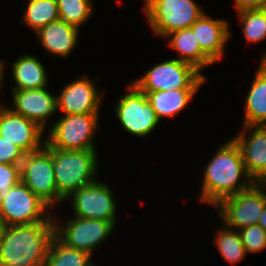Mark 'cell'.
Returning a JSON list of instances; mask_svg holds the SVG:
<instances>
[{
    "instance_id": "25",
    "label": "cell",
    "mask_w": 266,
    "mask_h": 266,
    "mask_svg": "<svg viewBox=\"0 0 266 266\" xmlns=\"http://www.w3.org/2000/svg\"><path fill=\"white\" fill-rule=\"evenodd\" d=\"M221 225V230L218 229L215 234L214 244L220 256L234 266L245 259L247 252L238 230L228 228L224 224Z\"/></svg>"
},
{
    "instance_id": "12",
    "label": "cell",
    "mask_w": 266,
    "mask_h": 266,
    "mask_svg": "<svg viewBox=\"0 0 266 266\" xmlns=\"http://www.w3.org/2000/svg\"><path fill=\"white\" fill-rule=\"evenodd\" d=\"M112 189L101 180L74 191L65 201L71 200L73 216L116 222V198Z\"/></svg>"
},
{
    "instance_id": "22",
    "label": "cell",
    "mask_w": 266,
    "mask_h": 266,
    "mask_svg": "<svg viewBox=\"0 0 266 266\" xmlns=\"http://www.w3.org/2000/svg\"><path fill=\"white\" fill-rule=\"evenodd\" d=\"M200 89H179L145 93L147 100L161 122L166 118L178 116L188 106Z\"/></svg>"
},
{
    "instance_id": "14",
    "label": "cell",
    "mask_w": 266,
    "mask_h": 266,
    "mask_svg": "<svg viewBox=\"0 0 266 266\" xmlns=\"http://www.w3.org/2000/svg\"><path fill=\"white\" fill-rule=\"evenodd\" d=\"M44 132L35 122L14 113L0 102V136L13 142L25 154L38 151L45 145Z\"/></svg>"
},
{
    "instance_id": "6",
    "label": "cell",
    "mask_w": 266,
    "mask_h": 266,
    "mask_svg": "<svg viewBox=\"0 0 266 266\" xmlns=\"http://www.w3.org/2000/svg\"><path fill=\"white\" fill-rule=\"evenodd\" d=\"M100 113L62 115L48 130L45 144L59 150H97L95 134Z\"/></svg>"
},
{
    "instance_id": "18",
    "label": "cell",
    "mask_w": 266,
    "mask_h": 266,
    "mask_svg": "<svg viewBox=\"0 0 266 266\" xmlns=\"http://www.w3.org/2000/svg\"><path fill=\"white\" fill-rule=\"evenodd\" d=\"M79 31V28L59 19L50 22L35 34L45 51L67 59L79 43Z\"/></svg>"
},
{
    "instance_id": "32",
    "label": "cell",
    "mask_w": 266,
    "mask_h": 266,
    "mask_svg": "<svg viewBox=\"0 0 266 266\" xmlns=\"http://www.w3.org/2000/svg\"><path fill=\"white\" fill-rule=\"evenodd\" d=\"M6 69V66H5V62L4 61H2L1 59H0V90H2V86H3V82H4V75H5V70Z\"/></svg>"
},
{
    "instance_id": "27",
    "label": "cell",
    "mask_w": 266,
    "mask_h": 266,
    "mask_svg": "<svg viewBox=\"0 0 266 266\" xmlns=\"http://www.w3.org/2000/svg\"><path fill=\"white\" fill-rule=\"evenodd\" d=\"M59 19L81 29L93 14L94 4L92 0H56Z\"/></svg>"
},
{
    "instance_id": "33",
    "label": "cell",
    "mask_w": 266,
    "mask_h": 266,
    "mask_svg": "<svg viewBox=\"0 0 266 266\" xmlns=\"http://www.w3.org/2000/svg\"><path fill=\"white\" fill-rule=\"evenodd\" d=\"M258 224L266 231V208L258 220Z\"/></svg>"
},
{
    "instance_id": "28",
    "label": "cell",
    "mask_w": 266,
    "mask_h": 266,
    "mask_svg": "<svg viewBox=\"0 0 266 266\" xmlns=\"http://www.w3.org/2000/svg\"><path fill=\"white\" fill-rule=\"evenodd\" d=\"M238 232L247 253L255 254L266 249V231L259 224H253Z\"/></svg>"
},
{
    "instance_id": "16",
    "label": "cell",
    "mask_w": 266,
    "mask_h": 266,
    "mask_svg": "<svg viewBox=\"0 0 266 266\" xmlns=\"http://www.w3.org/2000/svg\"><path fill=\"white\" fill-rule=\"evenodd\" d=\"M232 139L240 148L248 176L256 183L266 172V126H242Z\"/></svg>"
},
{
    "instance_id": "4",
    "label": "cell",
    "mask_w": 266,
    "mask_h": 266,
    "mask_svg": "<svg viewBox=\"0 0 266 266\" xmlns=\"http://www.w3.org/2000/svg\"><path fill=\"white\" fill-rule=\"evenodd\" d=\"M205 75L193 65L177 58L162 61L147 70L140 78L131 81L144 93L179 89H200Z\"/></svg>"
},
{
    "instance_id": "15",
    "label": "cell",
    "mask_w": 266,
    "mask_h": 266,
    "mask_svg": "<svg viewBox=\"0 0 266 266\" xmlns=\"http://www.w3.org/2000/svg\"><path fill=\"white\" fill-rule=\"evenodd\" d=\"M47 88L12 90L13 105L9 109L35 122L45 131L49 118L57 112L56 95Z\"/></svg>"
},
{
    "instance_id": "26",
    "label": "cell",
    "mask_w": 266,
    "mask_h": 266,
    "mask_svg": "<svg viewBox=\"0 0 266 266\" xmlns=\"http://www.w3.org/2000/svg\"><path fill=\"white\" fill-rule=\"evenodd\" d=\"M237 17L247 43L266 40V8L240 11Z\"/></svg>"
},
{
    "instance_id": "24",
    "label": "cell",
    "mask_w": 266,
    "mask_h": 266,
    "mask_svg": "<svg viewBox=\"0 0 266 266\" xmlns=\"http://www.w3.org/2000/svg\"><path fill=\"white\" fill-rule=\"evenodd\" d=\"M25 10L21 21L28 25L34 33L41 28L59 20L56 0H25Z\"/></svg>"
},
{
    "instance_id": "1",
    "label": "cell",
    "mask_w": 266,
    "mask_h": 266,
    "mask_svg": "<svg viewBox=\"0 0 266 266\" xmlns=\"http://www.w3.org/2000/svg\"><path fill=\"white\" fill-rule=\"evenodd\" d=\"M210 158L202 174L199 203L215 207L222 199L254 184L246 172L240 148L232 138L221 144Z\"/></svg>"
},
{
    "instance_id": "35",
    "label": "cell",
    "mask_w": 266,
    "mask_h": 266,
    "mask_svg": "<svg viewBox=\"0 0 266 266\" xmlns=\"http://www.w3.org/2000/svg\"><path fill=\"white\" fill-rule=\"evenodd\" d=\"M3 228H4V224H3V221H2V218H1V215H0V233H1Z\"/></svg>"
},
{
    "instance_id": "30",
    "label": "cell",
    "mask_w": 266,
    "mask_h": 266,
    "mask_svg": "<svg viewBox=\"0 0 266 266\" xmlns=\"http://www.w3.org/2000/svg\"><path fill=\"white\" fill-rule=\"evenodd\" d=\"M24 156L18 146L0 136V163L21 165Z\"/></svg>"
},
{
    "instance_id": "29",
    "label": "cell",
    "mask_w": 266,
    "mask_h": 266,
    "mask_svg": "<svg viewBox=\"0 0 266 266\" xmlns=\"http://www.w3.org/2000/svg\"><path fill=\"white\" fill-rule=\"evenodd\" d=\"M20 178V165L0 163V203Z\"/></svg>"
},
{
    "instance_id": "34",
    "label": "cell",
    "mask_w": 266,
    "mask_h": 266,
    "mask_svg": "<svg viewBox=\"0 0 266 266\" xmlns=\"http://www.w3.org/2000/svg\"><path fill=\"white\" fill-rule=\"evenodd\" d=\"M258 186L266 190V172L265 174L256 182Z\"/></svg>"
},
{
    "instance_id": "9",
    "label": "cell",
    "mask_w": 266,
    "mask_h": 266,
    "mask_svg": "<svg viewBox=\"0 0 266 266\" xmlns=\"http://www.w3.org/2000/svg\"><path fill=\"white\" fill-rule=\"evenodd\" d=\"M214 208L228 228L240 230L258 224L266 208V190L254 183L250 188L222 199Z\"/></svg>"
},
{
    "instance_id": "23",
    "label": "cell",
    "mask_w": 266,
    "mask_h": 266,
    "mask_svg": "<svg viewBox=\"0 0 266 266\" xmlns=\"http://www.w3.org/2000/svg\"><path fill=\"white\" fill-rule=\"evenodd\" d=\"M91 255L61 242L53 237L48 248L44 266H93Z\"/></svg>"
},
{
    "instance_id": "13",
    "label": "cell",
    "mask_w": 266,
    "mask_h": 266,
    "mask_svg": "<svg viewBox=\"0 0 266 266\" xmlns=\"http://www.w3.org/2000/svg\"><path fill=\"white\" fill-rule=\"evenodd\" d=\"M95 84V79H90L86 74L66 84L56 95L57 112L63 115L100 113L105 92H99Z\"/></svg>"
},
{
    "instance_id": "21",
    "label": "cell",
    "mask_w": 266,
    "mask_h": 266,
    "mask_svg": "<svg viewBox=\"0 0 266 266\" xmlns=\"http://www.w3.org/2000/svg\"><path fill=\"white\" fill-rule=\"evenodd\" d=\"M170 49L176 50L178 60L193 65L200 72L214 62L201 50L190 28L171 32L165 37Z\"/></svg>"
},
{
    "instance_id": "7",
    "label": "cell",
    "mask_w": 266,
    "mask_h": 266,
    "mask_svg": "<svg viewBox=\"0 0 266 266\" xmlns=\"http://www.w3.org/2000/svg\"><path fill=\"white\" fill-rule=\"evenodd\" d=\"M21 181L51 209L63 204L53 171V149L46 144L38 151L25 154L20 165Z\"/></svg>"
},
{
    "instance_id": "10",
    "label": "cell",
    "mask_w": 266,
    "mask_h": 266,
    "mask_svg": "<svg viewBox=\"0 0 266 266\" xmlns=\"http://www.w3.org/2000/svg\"><path fill=\"white\" fill-rule=\"evenodd\" d=\"M126 89V94L116 99L114 109L120 127L130 135L146 138L161 123L144 92L131 81Z\"/></svg>"
},
{
    "instance_id": "19",
    "label": "cell",
    "mask_w": 266,
    "mask_h": 266,
    "mask_svg": "<svg viewBox=\"0 0 266 266\" xmlns=\"http://www.w3.org/2000/svg\"><path fill=\"white\" fill-rule=\"evenodd\" d=\"M255 77L245 98L241 126L266 125V53L261 56Z\"/></svg>"
},
{
    "instance_id": "20",
    "label": "cell",
    "mask_w": 266,
    "mask_h": 266,
    "mask_svg": "<svg viewBox=\"0 0 266 266\" xmlns=\"http://www.w3.org/2000/svg\"><path fill=\"white\" fill-rule=\"evenodd\" d=\"M13 81L11 90H27L44 88L48 86V79L45 65L35 55L23 54L11 65Z\"/></svg>"
},
{
    "instance_id": "5",
    "label": "cell",
    "mask_w": 266,
    "mask_h": 266,
    "mask_svg": "<svg viewBox=\"0 0 266 266\" xmlns=\"http://www.w3.org/2000/svg\"><path fill=\"white\" fill-rule=\"evenodd\" d=\"M142 10L153 33L163 39L173 31L187 29L205 11L194 0H144Z\"/></svg>"
},
{
    "instance_id": "8",
    "label": "cell",
    "mask_w": 266,
    "mask_h": 266,
    "mask_svg": "<svg viewBox=\"0 0 266 266\" xmlns=\"http://www.w3.org/2000/svg\"><path fill=\"white\" fill-rule=\"evenodd\" d=\"M53 214L51 208L22 181L14 185L0 203L4 226L54 222Z\"/></svg>"
},
{
    "instance_id": "2",
    "label": "cell",
    "mask_w": 266,
    "mask_h": 266,
    "mask_svg": "<svg viewBox=\"0 0 266 266\" xmlns=\"http://www.w3.org/2000/svg\"><path fill=\"white\" fill-rule=\"evenodd\" d=\"M54 236V222L4 226L0 233V266H44Z\"/></svg>"
},
{
    "instance_id": "3",
    "label": "cell",
    "mask_w": 266,
    "mask_h": 266,
    "mask_svg": "<svg viewBox=\"0 0 266 266\" xmlns=\"http://www.w3.org/2000/svg\"><path fill=\"white\" fill-rule=\"evenodd\" d=\"M97 152L53 149V171L57 191L65 200L74 191L97 180Z\"/></svg>"
},
{
    "instance_id": "31",
    "label": "cell",
    "mask_w": 266,
    "mask_h": 266,
    "mask_svg": "<svg viewBox=\"0 0 266 266\" xmlns=\"http://www.w3.org/2000/svg\"><path fill=\"white\" fill-rule=\"evenodd\" d=\"M236 13L244 10L264 9L266 0H233Z\"/></svg>"
},
{
    "instance_id": "17",
    "label": "cell",
    "mask_w": 266,
    "mask_h": 266,
    "mask_svg": "<svg viewBox=\"0 0 266 266\" xmlns=\"http://www.w3.org/2000/svg\"><path fill=\"white\" fill-rule=\"evenodd\" d=\"M190 29L201 50L214 62L224 56L225 46L230 41L231 31L226 19H216L206 14L196 20Z\"/></svg>"
},
{
    "instance_id": "11",
    "label": "cell",
    "mask_w": 266,
    "mask_h": 266,
    "mask_svg": "<svg viewBox=\"0 0 266 266\" xmlns=\"http://www.w3.org/2000/svg\"><path fill=\"white\" fill-rule=\"evenodd\" d=\"M53 216L55 236L68 247L93 256V251L114 231L116 222L73 217L66 223ZM58 221V222H57ZM65 223V224H64Z\"/></svg>"
}]
</instances>
